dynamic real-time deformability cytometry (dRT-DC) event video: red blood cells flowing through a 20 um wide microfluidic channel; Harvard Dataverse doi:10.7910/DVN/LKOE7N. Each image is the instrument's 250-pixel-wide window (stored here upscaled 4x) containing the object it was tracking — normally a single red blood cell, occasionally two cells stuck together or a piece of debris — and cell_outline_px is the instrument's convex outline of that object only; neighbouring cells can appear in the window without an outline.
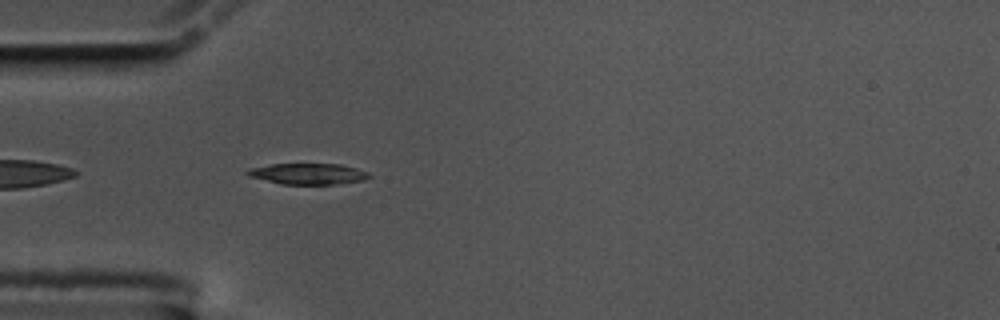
{"species": "common noctule bat (a hibernating species)", "species_latin": "Nyctalus noctula", "temperature_condition": "cold", "stored_images_in_passage": 44, "camera_frame_rate_fps": 3000, "um_per_image_px": 0.085, "animal": {"sex": "male", "body_mass_g": 17.5, "forearm_length_mm": 52.3}, "frame": {"image": 1, "passage_image": 4, "time_ms": 1.0, "image_size_px": [1000, 320], "cell_outline_px": [[372, 176], [364, 180], [332, 184], [280, 184], [248, 176], [244, 172], [248, 168], [272, 164], [340, 164], [356, 168], [368, 172]], "centroid_in_image_um": [26.15, 14.77], "position_along_channel_um": 58.9, "area_um2": 14.91}}
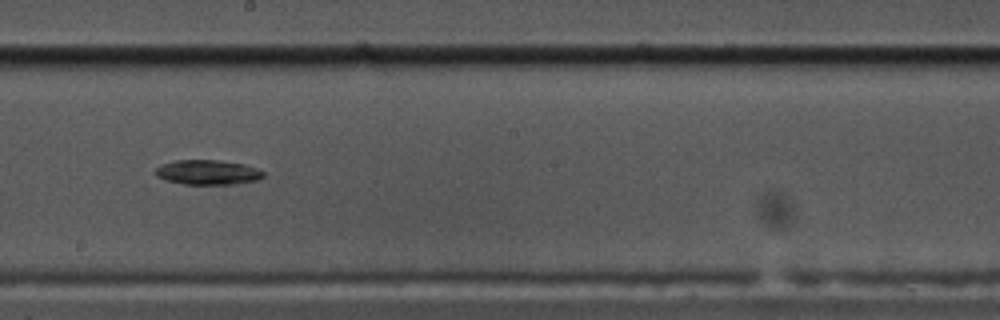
{"frame": {"image": 2, "passage_image": 19, "time_ms": 6.0, "image_size_px": [1000, 320], "cell_outline_px": [[264, 176], [256, 180], [236, 184], [184, 184], [168, 180], [156, 176], [152, 172], [156, 168], [164, 164], [176, 160], [220, 160], [244, 164], [256, 168], [264, 172]], "centroid_in_image_um": [17.65, 14.64], "position_along_channel_um": 230.5, "area_um2": 15.49}}
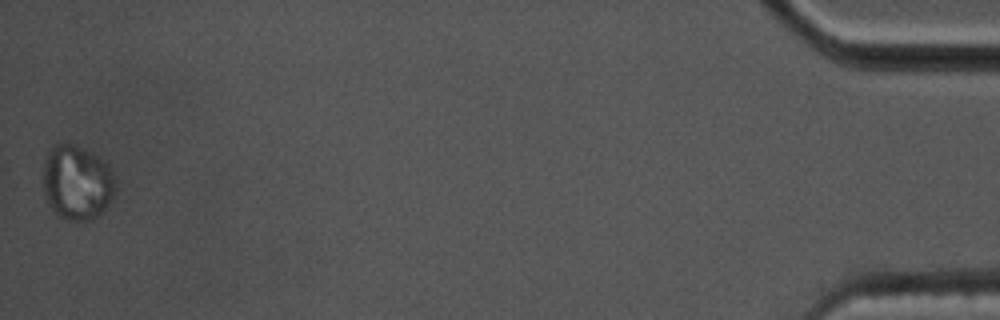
{"frame": {"image": 3, "passage_image": 44, "time_ms": 14.333, "image_size_px": [1000, 320], "cell_outline_px": [[116, 188], [112, 200], [92, 220], [72, 220], [60, 216], [48, 204], [44, 192], [44, 160], [52, 144], [76, 144], [100, 156], [108, 164], [116, 180]], "centroid_in_image_um": [6.57, 15.47], "position_along_channel_um": 428.6, "area_um2": 31.62}, "authors_computed_cell_mechanics": {"area_um2": 15.9528, "velocity_mm_per_s": 3.5083, "shape_relaxation_time_tau1_ms": 10.2332, "shape_relaxation_time_tau2_ms": null, "deformation_change_tau1": 0.1808, "deformation_change_tau2": null}}